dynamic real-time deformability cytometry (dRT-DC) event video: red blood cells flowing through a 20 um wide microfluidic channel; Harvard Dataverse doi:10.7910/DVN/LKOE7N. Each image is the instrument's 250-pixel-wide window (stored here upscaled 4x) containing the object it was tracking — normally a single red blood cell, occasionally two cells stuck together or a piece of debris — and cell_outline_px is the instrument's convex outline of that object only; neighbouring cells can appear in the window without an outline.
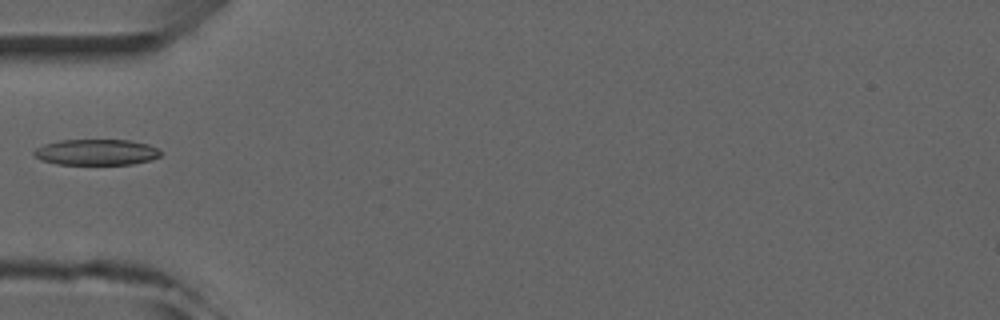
{"species": "common noctule bat (a hibernating species)", "species_latin": "Nyctalus noctula", "temperature_condition": "room temperature", "stored_images_in_passage": 7, "camera_frame_rate_fps": 3000, "um_per_image_px": 0.085, "animal": {"sex": "male", "forearm_length_mm": 52.5}, "frame": {"image": 1, "passage_image": 4, "time_ms": 4.667, "image_size_px": [1000, 320], "cell_outline_px": [[160, 156], [152, 160], [132, 164], [56, 164], [40, 160], [32, 152], [36, 148], [44, 144], [60, 140], [128, 140], [148, 144], [160, 148]], "centroid_in_image_um": [8.2, 12.93], "position_along_channel_um": 76.8, "area_um2": 19.19}}
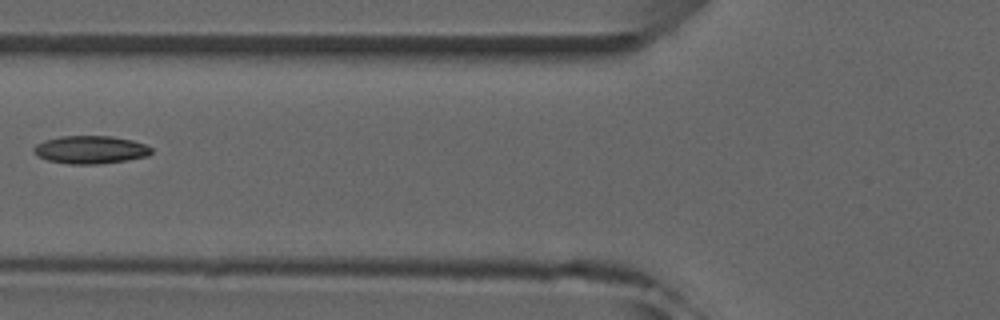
{"frame": {"image": 2, "passage_image": 5, "time_ms": 5.667, "image_size_px": [1000, 320], "cell_outline_px": [[152, 152], [148, 156], [100, 164], [68, 164], [48, 160], [36, 156], [32, 152], [32, 148], [36, 144], [44, 140], [60, 136], [112, 136], [132, 140], [144, 144], [152, 148]], "centroid_in_image_um": [7.64, 12.72], "position_along_channel_um": 118.2, "area_um2": 19.25}}
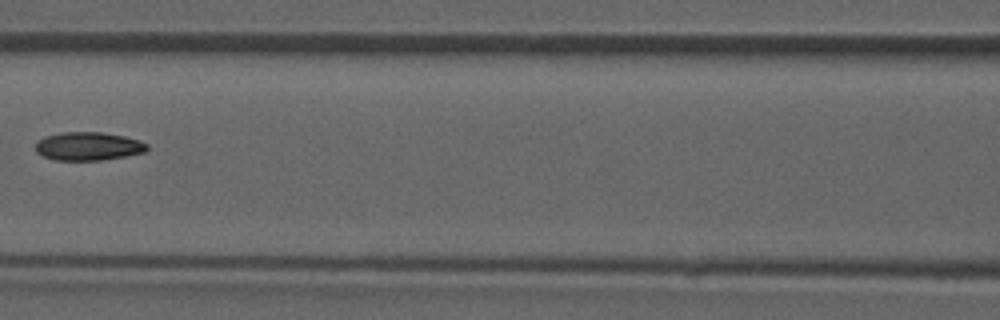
{"frame": {"image": 3, "passage_image": 6, "time_ms": 6.667, "image_size_px": [1000, 320], "cell_outline_px": [[148, 148], [144, 152], [124, 156], [100, 160], [56, 160], [44, 156], [36, 152], [36, 140], [44, 136], [60, 132], [100, 132], [124, 136], [140, 140], [148, 144]], "centroid_in_image_um": [7.48, 12.42], "position_along_channel_um": 159.1, "area_um2": 18.44}}